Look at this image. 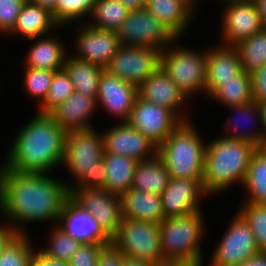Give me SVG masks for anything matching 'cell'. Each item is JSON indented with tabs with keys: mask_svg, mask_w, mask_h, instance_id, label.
Wrapping results in <instances>:
<instances>
[{
	"mask_svg": "<svg viewBox=\"0 0 266 266\" xmlns=\"http://www.w3.org/2000/svg\"><path fill=\"white\" fill-rule=\"evenodd\" d=\"M31 266H69V264L64 260L49 258L47 255L41 252L40 249L39 251H35L34 249Z\"/></svg>",
	"mask_w": 266,
	"mask_h": 266,
	"instance_id": "f6af8a7d",
	"label": "cell"
},
{
	"mask_svg": "<svg viewBox=\"0 0 266 266\" xmlns=\"http://www.w3.org/2000/svg\"><path fill=\"white\" fill-rule=\"evenodd\" d=\"M81 24L74 43L77 51L74 56L105 69L120 46L116 31L94 28L85 21Z\"/></svg>",
	"mask_w": 266,
	"mask_h": 266,
	"instance_id": "9a60e30c",
	"label": "cell"
},
{
	"mask_svg": "<svg viewBox=\"0 0 266 266\" xmlns=\"http://www.w3.org/2000/svg\"><path fill=\"white\" fill-rule=\"evenodd\" d=\"M129 10L145 8L147 0H118Z\"/></svg>",
	"mask_w": 266,
	"mask_h": 266,
	"instance_id": "f907efd6",
	"label": "cell"
},
{
	"mask_svg": "<svg viewBox=\"0 0 266 266\" xmlns=\"http://www.w3.org/2000/svg\"><path fill=\"white\" fill-rule=\"evenodd\" d=\"M225 4L233 3V2H242V1H248V0H222Z\"/></svg>",
	"mask_w": 266,
	"mask_h": 266,
	"instance_id": "6f0895ef",
	"label": "cell"
},
{
	"mask_svg": "<svg viewBox=\"0 0 266 266\" xmlns=\"http://www.w3.org/2000/svg\"><path fill=\"white\" fill-rule=\"evenodd\" d=\"M129 9L118 0H97L87 24L94 28L116 31L126 19Z\"/></svg>",
	"mask_w": 266,
	"mask_h": 266,
	"instance_id": "1f68e13d",
	"label": "cell"
},
{
	"mask_svg": "<svg viewBox=\"0 0 266 266\" xmlns=\"http://www.w3.org/2000/svg\"><path fill=\"white\" fill-rule=\"evenodd\" d=\"M138 96L171 109L183 122L189 121L182 113L187 98L161 67L138 86Z\"/></svg>",
	"mask_w": 266,
	"mask_h": 266,
	"instance_id": "ffe728a7",
	"label": "cell"
},
{
	"mask_svg": "<svg viewBox=\"0 0 266 266\" xmlns=\"http://www.w3.org/2000/svg\"><path fill=\"white\" fill-rule=\"evenodd\" d=\"M16 235V230L9 223L0 224V255Z\"/></svg>",
	"mask_w": 266,
	"mask_h": 266,
	"instance_id": "bcb514c9",
	"label": "cell"
},
{
	"mask_svg": "<svg viewBox=\"0 0 266 266\" xmlns=\"http://www.w3.org/2000/svg\"><path fill=\"white\" fill-rule=\"evenodd\" d=\"M123 266H154V264H151L144 260L125 256L123 260Z\"/></svg>",
	"mask_w": 266,
	"mask_h": 266,
	"instance_id": "f5cc1de1",
	"label": "cell"
},
{
	"mask_svg": "<svg viewBox=\"0 0 266 266\" xmlns=\"http://www.w3.org/2000/svg\"><path fill=\"white\" fill-rule=\"evenodd\" d=\"M255 145L243 140L218 137L206 143L202 186L209 196L243 184ZM223 190V191H222Z\"/></svg>",
	"mask_w": 266,
	"mask_h": 266,
	"instance_id": "3957f363",
	"label": "cell"
},
{
	"mask_svg": "<svg viewBox=\"0 0 266 266\" xmlns=\"http://www.w3.org/2000/svg\"><path fill=\"white\" fill-rule=\"evenodd\" d=\"M64 69L69 74L75 92L96 97L98 84L104 68L77 57L66 56Z\"/></svg>",
	"mask_w": 266,
	"mask_h": 266,
	"instance_id": "f1b7e54d",
	"label": "cell"
},
{
	"mask_svg": "<svg viewBox=\"0 0 266 266\" xmlns=\"http://www.w3.org/2000/svg\"><path fill=\"white\" fill-rule=\"evenodd\" d=\"M66 133L49 113L36 112L13 138L2 166L18 173H50L63 163Z\"/></svg>",
	"mask_w": 266,
	"mask_h": 266,
	"instance_id": "7a4b0ae2",
	"label": "cell"
},
{
	"mask_svg": "<svg viewBox=\"0 0 266 266\" xmlns=\"http://www.w3.org/2000/svg\"><path fill=\"white\" fill-rule=\"evenodd\" d=\"M255 151L266 157V129H263V134L255 145Z\"/></svg>",
	"mask_w": 266,
	"mask_h": 266,
	"instance_id": "816d5d0a",
	"label": "cell"
},
{
	"mask_svg": "<svg viewBox=\"0 0 266 266\" xmlns=\"http://www.w3.org/2000/svg\"><path fill=\"white\" fill-rule=\"evenodd\" d=\"M252 94L255 102H266V64L251 73Z\"/></svg>",
	"mask_w": 266,
	"mask_h": 266,
	"instance_id": "ee69618b",
	"label": "cell"
},
{
	"mask_svg": "<svg viewBox=\"0 0 266 266\" xmlns=\"http://www.w3.org/2000/svg\"><path fill=\"white\" fill-rule=\"evenodd\" d=\"M239 52L235 47L219 45L207 50L205 94L210 96L222 82L242 72Z\"/></svg>",
	"mask_w": 266,
	"mask_h": 266,
	"instance_id": "44dd1931",
	"label": "cell"
},
{
	"mask_svg": "<svg viewBox=\"0 0 266 266\" xmlns=\"http://www.w3.org/2000/svg\"><path fill=\"white\" fill-rule=\"evenodd\" d=\"M27 0H0V32L10 33Z\"/></svg>",
	"mask_w": 266,
	"mask_h": 266,
	"instance_id": "60d3db41",
	"label": "cell"
},
{
	"mask_svg": "<svg viewBox=\"0 0 266 266\" xmlns=\"http://www.w3.org/2000/svg\"><path fill=\"white\" fill-rule=\"evenodd\" d=\"M190 121L182 122L158 147L170 178L196 179L202 184L206 143Z\"/></svg>",
	"mask_w": 266,
	"mask_h": 266,
	"instance_id": "5b68a950",
	"label": "cell"
},
{
	"mask_svg": "<svg viewBox=\"0 0 266 266\" xmlns=\"http://www.w3.org/2000/svg\"><path fill=\"white\" fill-rule=\"evenodd\" d=\"M98 108L96 97L84 96L74 91L49 114L61 128L69 132L93 128L90 119Z\"/></svg>",
	"mask_w": 266,
	"mask_h": 266,
	"instance_id": "7402d4cb",
	"label": "cell"
},
{
	"mask_svg": "<svg viewBox=\"0 0 266 266\" xmlns=\"http://www.w3.org/2000/svg\"><path fill=\"white\" fill-rule=\"evenodd\" d=\"M154 266H199L184 260H162L154 264Z\"/></svg>",
	"mask_w": 266,
	"mask_h": 266,
	"instance_id": "681fc988",
	"label": "cell"
},
{
	"mask_svg": "<svg viewBox=\"0 0 266 266\" xmlns=\"http://www.w3.org/2000/svg\"><path fill=\"white\" fill-rule=\"evenodd\" d=\"M201 211L165 218L159 224L164 260H184L199 266L204 265L200 244L205 222Z\"/></svg>",
	"mask_w": 266,
	"mask_h": 266,
	"instance_id": "8992f818",
	"label": "cell"
},
{
	"mask_svg": "<svg viewBox=\"0 0 266 266\" xmlns=\"http://www.w3.org/2000/svg\"><path fill=\"white\" fill-rule=\"evenodd\" d=\"M138 96V87L110 74L105 69L100 76L96 95L97 105H101L110 116L121 122H127L134 102Z\"/></svg>",
	"mask_w": 266,
	"mask_h": 266,
	"instance_id": "e0dca14e",
	"label": "cell"
},
{
	"mask_svg": "<svg viewBox=\"0 0 266 266\" xmlns=\"http://www.w3.org/2000/svg\"><path fill=\"white\" fill-rule=\"evenodd\" d=\"M122 218L160 224L164 219L161 196L131 188L121 196Z\"/></svg>",
	"mask_w": 266,
	"mask_h": 266,
	"instance_id": "603a6c76",
	"label": "cell"
},
{
	"mask_svg": "<svg viewBox=\"0 0 266 266\" xmlns=\"http://www.w3.org/2000/svg\"><path fill=\"white\" fill-rule=\"evenodd\" d=\"M257 8L261 22L266 27V0H252Z\"/></svg>",
	"mask_w": 266,
	"mask_h": 266,
	"instance_id": "c3c4849f",
	"label": "cell"
},
{
	"mask_svg": "<svg viewBox=\"0 0 266 266\" xmlns=\"http://www.w3.org/2000/svg\"><path fill=\"white\" fill-rule=\"evenodd\" d=\"M238 212L249 224L259 251L266 253V205L244 202Z\"/></svg>",
	"mask_w": 266,
	"mask_h": 266,
	"instance_id": "f35d334b",
	"label": "cell"
},
{
	"mask_svg": "<svg viewBox=\"0 0 266 266\" xmlns=\"http://www.w3.org/2000/svg\"><path fill=\"white\" fill-rule=\"evenodd\" d=\"M25 68L24 88L30 97L40 100L38 105H41L48 95L55 71L34 69L27 66Z\"/></svg>",
	"mask_w": 266,
	"mask_h": 266,
	"instance_id": "ab89813d",
	"label": "cell"
},
{
	"mask_svg": "<svg viewBox=\"0 0 266 266\" xmlns=\"http://www.w3.org/2000/svg\"><path fill=\"white\" fill-rule=\"evenodd\" d=\"M222 15V45L235 47L264 28L252 0L225 5Z\"/></svg>",
	"mask_w": 266,
	"mask_h": 266,
	"instance_id": "5bb4252c",
	"label": "cell"
},
{
	"mask_svg": "<svg viewBox=\"0 0 266 266\" xmlns=\"http://www.w3.org/2000/svg\"><path fill=\"white\" fill-rule=\"evenodd\" d=\"M242 70L252 73L266 64V27L235 46Z\"/></svg>",
	"mask_w": 266,
	"mask_h": 266,
	"instance_id": "d6a6232c",
	"label": "cell"
},
{
	"mask_svg": "<svg viewBox=\"0 0 266 266\" xmlns=\"http://www.w3.org/2000/svg\"><path fill=\"white\" fill-rule=\"evenodd\" d=\"M49 245L46 248H41V252L47 255L49 258L56 260L69 261L71 257L79 250L82 246L80 241L75 240L68 235L58 225L53 228L50 232Z\"/></svg>",
	"mask_w": 266,
	"mask_h": 266,
	"instance_id": "74e56055",
	"label": "cell"
},
{
	"mask_svg": "<svg viewBox=\"0 0 266 266\" xmlns=\"http://www.w3.org/2000/svg\"><path fill=\"white\" fill-rule=\"evenodd\" d=\"M145 9L177 38L185 33L193 19V13L178 0H147Z\"/></svg>",
	"mask_w": 266,
	"mask_h": 266,
	"instance_id": "4316f807",
	"label": "cell"
},
{
	"mask_svg": "<svg viewBox=\"0 0 266 266\" xmlns=\"http://www.w3.org/2000/svg\"><path fill=\"white\" fill-rule=\"evenodd\" d=\"M111 241L126 257L151 264L164 260L159 224L123 218Z\"/></svg>",
	"mask_w": 266,
	"mask_h": 266,
	"instance_id": "ba28073f",
	"label": "cell"
},
{
	"mask_svg": "<svg viewBox=\"0 0 266 266\" xmlns=\"http://www.w3.org/2000/svg\"><path fill=\"white\" fill-rule=\"evenodd\" d=\"M34 250L27 234H17L0 255V266H31Z\"/></svg>",
	"mask_w": 266,
	"mask_h": 266,
	"instance_id": "8d00e7d4",
	"label": "cell"
},
{
	"mask_svg": "<svg viewBox=\"0 0 266 266\" xmlns=\"http://www.w3.org/2000/svg\"><path fill=\"white\" fill-rule=\"evenodd\" d=\"M74 91L73 83L66 70L63 68L55 71L48 95L40 107L37 108V112L50 113L72 95Z\"/></svg>",
	"mask_w": 266,
	"mask_h": 266,
	"instance_id": "d590c367",
	"label": "cell"
},
{
	"mask_svg": "<svg viewBox=\"0 0 266 266\" xmlns=\"http://www.w3.org/2000/svg\"><path fill=\"white\" fill-rule=\"evenodd\" d=\"M103 244H82L68 261L69 266H98L101 246Z\"/></svg>",
	"mask_w": 266,
	"mask_h": 266,
	"instance_id": "b9f144b4",
	"label": "cell"
},
{
	"mask_svg": "<svg viewBox=\"0 0 266 266\" xmlns=\"http://www.w3.org/2000/svg\"><path fill=\"white\" fill-rule=\"evenodd\" d=\"M109 129L102 134L104 153L131 157L137 161H146L157 155L158 148L128 122Z\"/></svg>",
	"mask_w": 266,
	"mask_h": 266,
	"instance_id": "2e32d148",
	"label": "cell"
},
{
	"mask_svg": "<svg viewBox=\"0 0 266 266\" xmlns=\"http://www.w3.org/2000/svg\"><path fill=\"white\" fill-rule=\"evenodd\" d=\"M28 1L41 5L44 8H47L48 10L53 12L55 10L57 0H28Z\"/></svg>",
	"mask_w": 266,
	"mask_h": 266,
	"instance_id": "db71d44e",
	"label": "cell"
},
{
	"mask_svg": "<svg viewBox=\"0 0 266 266\" xmlns=\"http://www.w3.org/2000/svg\"><path fill=\"white\" fill-rule=\"evenodd\" d=\"M219 241L208 266H238L260 253L249 224L237 212Z\"/></svg>",
	"mask_w": 266,
	"mask_h": 266,
	"instance_id": "8fae6325",
	"label": "cell"
},
{
	"mask_svg": "<svg viewBox=\"0 0 266 266\" xmlns=\"http://www.w3.org/2000/svg\"><path fill=\"white\" fill-rule=\"evenodd\" d=\"M161 51L153 47L120 45L105 70L138 87L161 67Z\"/></svg>",
	"mask_w": 266,
	"mask_h": 266,
	"instance_id": "30bf717a",
	"label": "cell"
},
{
	"mask_svg": "<svg viewBox=\"0 0 266 266\" xmlns=\"http://www.w3.org/2000/svg\"><path fill=\"white\" fill-rule=\"evenodd\" d=\"M103 162L107 169L104 188L121 197L132 188L138 161L131 157L104 153Z\"/></svg>",
	"mask_w": 266,
	"mask_h": 266,
	"instance_id": "484cf974",
	"label": "cell"
},
{
	"mask_svg": "<svg viewBox=\"0 0 266 266\" xmlns=\"http://www.w3.org/2000/svg\"><path fill=\"white\" fill-rule=\"evenodd\" d=\"M246 199L243 202H253L266 205V157L258 152L251 156L250 164L243 182Z\"/></svg>",
	"mask_w": 266,
	"mask_h": 266,
	"instance_id": "4dcf8cb0",
	"label": "cell"
},
{
	"mask_svg": "<svg viewBox=\"0 0 266 266\" xmlns=\"http://www.w3.org/2000/svg\"><path fill=\"white\" fill-rule=\"evenodd\" d=\"M210 97L227 107L243 105L253 101L251 74L243 70L240 74L232 77V80L222 82V85Z\"/></svg>",
	"mask_w": 266,
	"mask_h": 266,
	"instance_id": "f546056e",
	"label": "cell"
},
{
	"mask_svg": "<svg viewBox=\"0 0 266 266\" xmlns=\"http://www.w3.org/2000/svg\"><path fill=\"white\" fill-rule=\"evenodd\" d=\"M53 27H59L52 12L41 5L26 1L19 13L15 26L9 33L18 34L30 40L49 34ZM21 34V35H20Z\"/></svg>",
	"mask_w": 266,
	"mask_h": 266,
	"instance_id": "cb8c5ba5",
	"label": "cell"
},
{
	"mask_svg": "<svg viewBox=\"0 0 266 266\" xmlns=\"http://www.w3.org/2000/svg\"><path fill=\"white\" fill-rule=\"evenodd\" d=\"M97 0H57L52 12L55 22L62 27L90 17ZM72 22V23H71ZM62 25V26H61Z\"/></svg>",
	"mask_w": 266,
	"mask_h": 266,
	"instance_id": "e575fe53",
	"label": "cell"
},
{
	"mask_svg": "<svg viewBox=\"0 0 266 266\" xmlns=\"http://www.w3.org/2000/svg\"><path fill=\"white\" fill-rule=\"evenodd\" d=\"M173 45L161 51V68L186 98L205 93L207 50L200 53Z\"/></svg>",
	"mask_w": 266,
	"mask_h": 266,
	"instance_id": "52a82bcc",
	"label": "cell"
},
{
	"mask_svg": "<svg viewBox=\"0 0 266 266\" xmlns=\"http://www.w3.org/2000/svg\"><path fill=\"white\" fill-rule=\"evenodd\" d=\"M116 34L122 46H145L159 50L176 43L178 39L145 8L129 10Z\"/></svg>",
	"mask_w": 266,
	"mask_h": 266,
	"instance_id": "9c48e42d",
	"label": "cell"
},
{
	"mask_svg": "<svg viewBox=\"0 0 266 266\" xmlns=\"http://www.w3.org/2000/svg\"><path fill=\"white\" fill-rule=\"evenodd\" d=\"M170 175L165 163L157 154L146 161H138L132 188L160 195L168 186Z\"/></svg>",
	"mask_w": 266,
	"mask_h": 266,
	"instance_id": "83f0119b",
	"label": "cell"
},
{
	"mask_svg": "<svg viewBox=\"0 0 266 266\" xmlns=\"http://www.w3.org/2000/svg\"><path fill=\"white\" fill-rule=\"evenodd\" d=\"M70 197L88 211L112 237L122 221L121 197L105 188H73Z\"/></svg>",
	"mask_w": 266,
	"mask_h": 266,
	"instance_id": "4fadbf2b",
	"label": "cell"
},
{
	"mask_svg": "<svg viewBox=\"0 0 266 266\" xmlns=\"http://www.w3.org/2000/svg\"><path fill=\"white\" fill-rule=\"evenodd\" d=\"M69 197L67 182L49 173H18L0 166V213L17 234H27L20 226L24 222L55 220L58 224Z\"/></svg>",
	"mask_w": 266,
	"mask_h": 266,
	"instance_id": "6da1fadb",
	"label": "cell"
},
{
	"mask_svg": "<svg viewBox=\"0 0 266 266\" xmlns=\"http://www.w3.org/2000/svg\"><path fill=\"white\" fill-rule=\"evenodd\" d=\"M261 109V125L262 129H266V102L259 103Z\"/></svg>",
	"mask_w": 266,
	"mask_h": 266,
	"instance_id": "11a10c76",
	"label": "cell"
},
{
	"mask_svg": "<svg viewBox=\"0 0 266 266\" xmlns=\"http://www.w3.org/2000/svg\"><path fill=\"white\" fill-rule=\"evenodd\" d=\"M160 196L164 217L171 218L200 211L201 196L204 198L207 194L196 179L170 178Z\"/></svg>",
	"mask_w": 266,
	"mask_h": 266,
	"instance_id": "d6986e66",
	"label": "cell"
},
{
	"mask_svg": "<svg viewBox=\"0 0 266 266\" xmlns=\"http://www.w3.org/2000/svg\"><path fill=\"white\" fill-rule=\"evenodd\" d=\"M179 2H181L182 4H184L192 13L195 10V6H196V0H178Z\"/></svg>",
	"mask_w": 266,
	"mask_h": 266,
	"instance_id": "9f6ffc18",
	"label": "cell"
},
{
	"mask_svg": "<svg viewBox=\"0 0 266 266\" xmlns=\"http://www.w3.org/2000/svg\"><path fill=\"white\" fill-rule=\"evenodd\" d=\"M56 225L82 244L111 242V237L97 220L71 197L65 201Z\"/></svg>",
	"mask_w": 266,
	"mask_h": 266,
	"instance_id": "ac0fdd59",
	"label": "cell"
},
{
	"mask_svg": "<svg viewBox=\"0 0 266 266\" xmlns=\"http://www.w3.org/2000/svg\"><path fill=\"white\" fill-rule=\"evenodd\" d=\"M102 135L95 127L66 133L64 166L76 178L77 183H67V188H104L107 169L103 162Z\"/></svg>",
	"mask_w": 266,
	"mask_h": 266,
	"instance_id": "277c9868",
	"label": "cell"
},
{
	"mask_svg": "<svg viewBox=\"0 0 266 266\" xmlns=\"http://www.w3.org/2000/svg\"><path fill=\"white\" fill-rule=\"evenodd\" d=\"M124 253L111 241L101 246L98 266H123Z\"/></svg>",
	"mask_w": 266,
	"mask_h": 266,
	"instance_id": "7bdbcfd3",
	"label": "cell"
},
{
	"mask_svg": "<svg viewBox=\"0 0 266 266\" xmlns=\"http://www.w3.org/2000/svg\"><path fill=\"white\" fill-rule=\"evenodd\" d=\"M127 122L158 148L183 121L171 109L137 96Z\"/></svg>",
	"mask_w": 266,
	"mask_h": 266,
	"instance_id": "7c38bea8",
	"label": "cell"
},
{
	"mask_svg": "<svg viewBox=\"0 0 266 266\" xmlns=\"http://www.w3.org/2000/svg\"><path fill=\"white\" fill-rule=\"evenodd\" d=\"M238 266H266V253L260 252L250 259H246Z\"/></svg>",
	"mask_w": 266,
	"mask_h": 266,
	"instance_id": "7dc6e473",
	"label": "cell"
},
{
	"mask_svg": "<svg viewBox=\"0 0 266 266\" xmlns=\"http://www.w3.org/2000/svg\"><path fill=\"white\" fill-rule=\"evenodd\" d=\"M45 37H39V40L28 50L25 66L48 71L63 69L68 53L65 45L55 37L48 38L47 35Z\"/></svg>",
	"mask_w": 266,
	"mask_h": 266,
	"instance_id": "d4e9b609",
	"label": "cell"
},
{
	"mask_svg": "<svg viewBox=\"0 0 266 266\" xmlns=\"http://www.w3.org/2000/svg\"><path fill=\"white\" fill-rule=\"evenodd\" d=\"M230 109L233 110V111L235 110L234 113L238 114V117L240 115V117H242L244 119H248V118H250V119L251 118L252 119H255V118L258 119L259 118L257 123H259L258 125L260 127H259L258 130L257 129L253 130V127H252V131L247 132V131H249V129L246 130L244 128V130H243L242 128H239L240 126H239V123H237V119H234V120L228 119V121L230 120V122H227V124H228V126H230L232 124L233 127L231 126V128L234 131H231L232 130L231 128H230V130L227 129L226 131H227V133L229 135L228 134L227 135H223V137H227V138H231V139H238V140H243V141H248V142L256 145V143L258 142V140L260 139V137L263 134V129H262V125H261V109H260L259 104L253 100V101H251L249 103H246V104H243V105L232 106V107H230ZM254 123H255V121H254ZM252 124H253V122H252ZM229 131H231L232 133L230 134Z\"/></svg>",
	"mask_w": 266,
	"mask_h": 266,
	"instance_id": "836d02e7",
	"label": "cell"
}]
</instances>
